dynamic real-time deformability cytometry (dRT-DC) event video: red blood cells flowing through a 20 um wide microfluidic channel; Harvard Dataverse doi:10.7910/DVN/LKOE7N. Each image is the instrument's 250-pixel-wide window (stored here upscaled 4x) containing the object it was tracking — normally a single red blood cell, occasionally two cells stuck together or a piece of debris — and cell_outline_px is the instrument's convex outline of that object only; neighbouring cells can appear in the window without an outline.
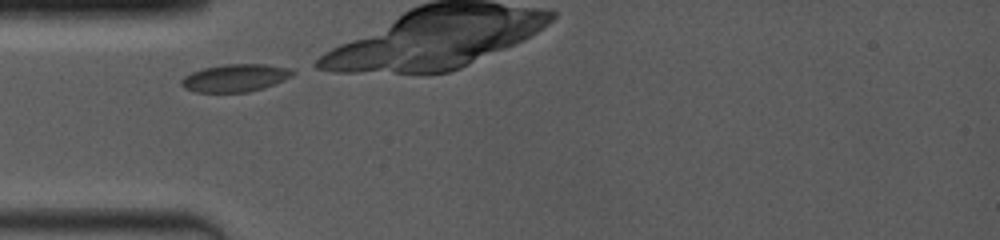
{"species": "common noctule bat (a hibernating species)", "species_latin": "Nyctalus noctula", "temperature_condition": "room temperature", "stored_images_in_passage": 5, "camera_frame_rate_fps": 4000, "um_per_image_px": 0.085, "animal": {"sex": "female", "body_mass_g": 19.0, "forearm_length_mm": 53.3}, "frame": {"image": 1, "passage_image": 1, "time_ms": 0.0, "image_size_px": [1000, 240], "cell_outline_px": [[296, 72], [292, 76], [284, 80], [264, 88], [248, 92], [196, 92], [184, 88], [180, 84], [180, 80], [184, 76], [192, 72], [204, 68], [224, 64], [264, 64], [292, 68]], "centroid_in_image_um": [20.01, 6.62], "position_along_channel_um": 65.0, "area_um2": 18.03}}